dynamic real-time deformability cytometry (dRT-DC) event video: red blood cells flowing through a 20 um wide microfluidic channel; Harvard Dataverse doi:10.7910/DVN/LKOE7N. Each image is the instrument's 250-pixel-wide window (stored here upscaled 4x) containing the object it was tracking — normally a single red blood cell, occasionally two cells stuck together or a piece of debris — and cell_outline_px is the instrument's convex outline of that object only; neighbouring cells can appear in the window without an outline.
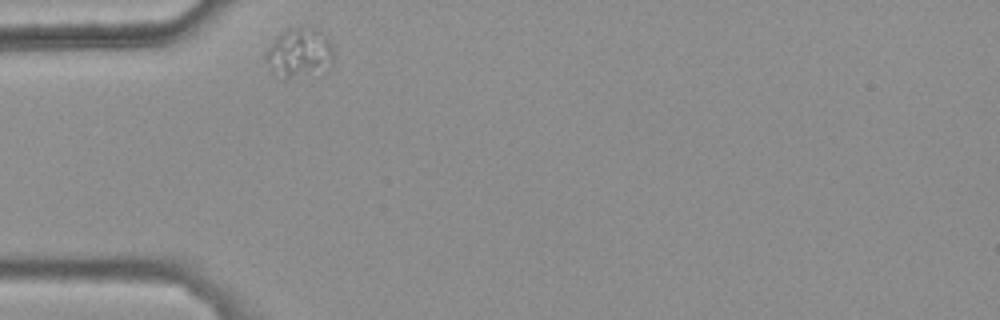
{"species": "common noctule bat (a hibernating species)", "species_latin": "Nyctalus noctula", "temperature_condition": "warm", "stored_images_in_passage": 43, "camera_frame_rate_fps": 3000, "um_per_image_px": 0.085, "animal": {"sex": "female", "body_mass_g": 25.1}, "frame": {"image": 1, "passage_image": 1, "time_ms": 0.0, "image_size_px": [1000, 320], "cell_outline_px": [[332, 56], [284, 80], [280, 80], [264, 60], [264, 52], [288, 28], [308, 24], [316, 28], [328, 40], [332, 48]], "centroid_in_image_um": [25.26, 4.34], "position_along_channel_um": 59.7, "area_um2": 17.57}}
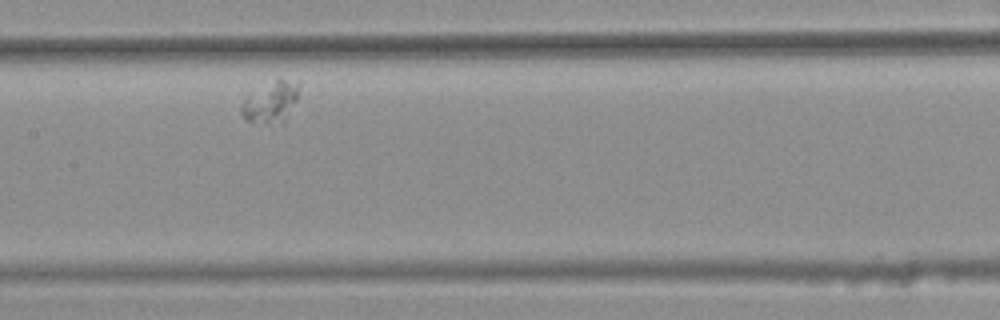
{"frame": {"image": 2, "passage_image": 13, "time_ms": 4.0, "image_size_px": [1000, 320], "cell_outline_px": [[300, 84], [296, 100], [284, 124], [280, 124], [244, 120], [240, 112], [240, 104], [248, 96], [276, 80], [284, 80]], "centroid_in_image_um": [23.01, 8.74], "position_along_channel_um": 184.4, "area_um2": 13.35}}
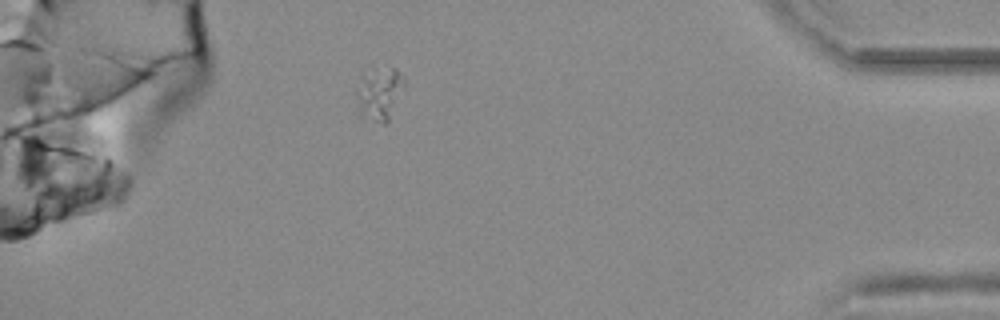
{"frame": {"image": 3, "passage_image": 37, "time_ms": 12.0, "image_size_px": [1000, 320], "cell_outline_px": [[404, 84], [388, 120], [384, 124], [360, 116], [356, 96], [356, 92], [372, 68], [396, 68], [404, 76]], "centroid_in_image_um": [32.27, 7.97], "position_along_channel_um": 402.9, "area_um2": 13.99}}